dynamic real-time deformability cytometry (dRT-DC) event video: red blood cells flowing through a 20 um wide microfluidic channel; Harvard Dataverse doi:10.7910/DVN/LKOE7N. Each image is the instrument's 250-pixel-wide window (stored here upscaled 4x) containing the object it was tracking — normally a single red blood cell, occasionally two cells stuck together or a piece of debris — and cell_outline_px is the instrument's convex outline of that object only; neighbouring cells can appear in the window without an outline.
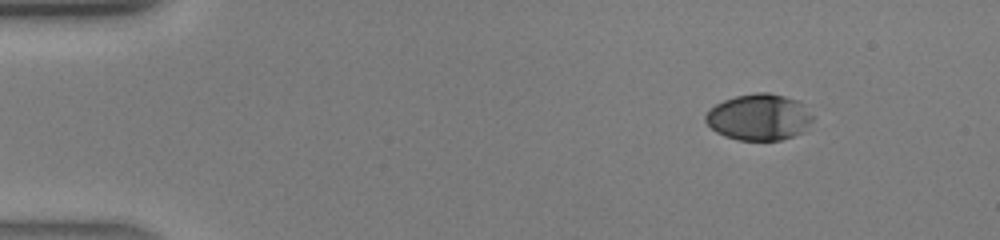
{"species": "human", "species_latin": "Homo sapiens", "temperature_condition": "warm", "stored_images_in_passage": 1, "camera_frame_rate_fps": 3000, "um_per_image_px": 0.085, "donor": {"sex": "male"}, "frame": {"image": 1, "passage_image": 1, "time_ms": 0.0, "image_size_px": [1000, 240], "cell_outline_px": [[780, 136], [772, 140], [748, 140], [732, 136], [716, 128], [712, 124], [716, 108], [732, 100], [744, 96], [776, 96]], "centroid_in_image_um": [63.68, 10.04], "position_along_channel_um": 21.3, "area_um2": 17.69}}